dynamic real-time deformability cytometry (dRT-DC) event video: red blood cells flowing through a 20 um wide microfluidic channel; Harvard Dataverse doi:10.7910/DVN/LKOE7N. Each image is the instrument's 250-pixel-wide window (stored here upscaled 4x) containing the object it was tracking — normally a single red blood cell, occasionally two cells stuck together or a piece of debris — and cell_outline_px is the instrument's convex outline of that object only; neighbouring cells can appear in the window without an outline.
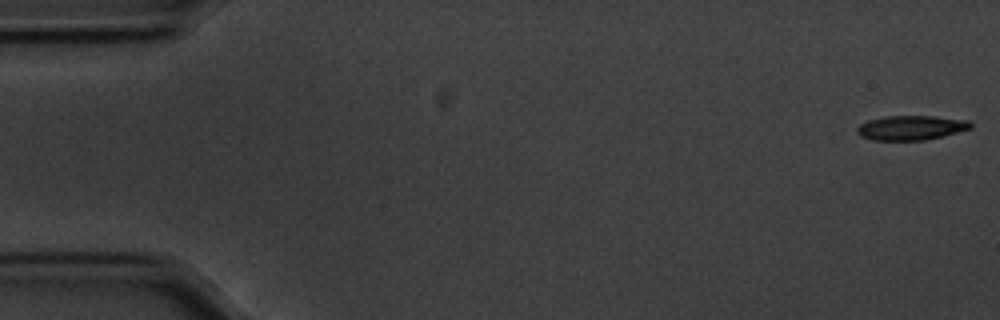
{"species": "common noctule bat (a hibernating species)", "species_latin": "Nyctalus noctula", "temperature_condition": "cold", "stored_images_in_passage": 56, "camera_frame_rate_fps": 3000, "um_per_image_px": 0.085, "animal": {"sex": "male", "body_mass_g": 20.1, "forearm_length_mm": 53.5}, "frame": {"image": 1, "passage_image": 1, "time_ms": 0.0, "image_size_px": [1000, 320], "cell_outline_px": [[972, 128], [944, 136], [924, 140], [872, 140], [860, 136], [856, 132], [856, 128], [860, 124], [868, 120], [884, 116], [932, 116], [968, 120], [972, 124]], "centroid_in_image_um": [77.42, 10.86], "position_along_channel_um": 7.6, "area_um2": 16.3}}
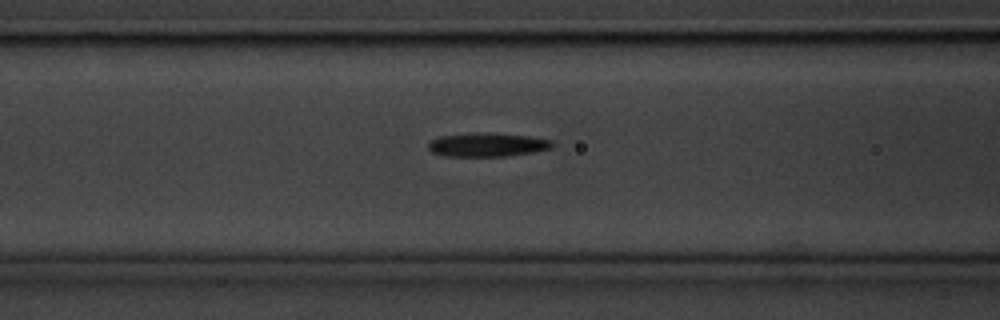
{"frame": {"image": 2, "passage_image": 22, "time_ms": 7.0, "image_size_px": [1000, 320], "cell_outline_px": [[556, 144], [552, 148], [532, 152], [508, 156], [444, 156], [432, 152], [428, 148], [428, 144], [432, 140], [440, 136], [476, 132], [528, 136], [552, 140]], "centroid_in_image_um": [41.43, 12.31], "position_along_channel_um": 125.2, "area_um2": 17.11}}
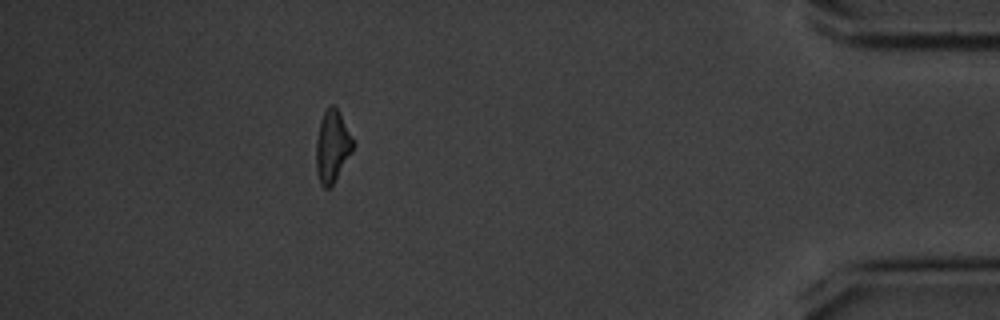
{"frame": {"image": 3, "passage_image": 50, "time_ms": 16.333, "image_size_px": [1000, 320], "cell_outline_px": [[356, 144], [352, 152], [332, 184], [328, 188], [324, 188], [320, 184], [316, 172], [316, 140], [320, 120], [324, 112], [332, 104], [340, 112]], "centroid_in_image_um": [28.25, 12.43], "position_along_channel_um": 407.0, "area_um2": 15.49}, "authors_computed_cell_mechanics": {"area_um2": 16.5019, "velocity_mm_per_s": 3.5721, "shape_relaxation_time_tau1_ms": 6.8186, "shape_relaxation_time_tau2_ms": null, "deformation_change_tau1": 0.1365, "deformation_change_tau2": null}}